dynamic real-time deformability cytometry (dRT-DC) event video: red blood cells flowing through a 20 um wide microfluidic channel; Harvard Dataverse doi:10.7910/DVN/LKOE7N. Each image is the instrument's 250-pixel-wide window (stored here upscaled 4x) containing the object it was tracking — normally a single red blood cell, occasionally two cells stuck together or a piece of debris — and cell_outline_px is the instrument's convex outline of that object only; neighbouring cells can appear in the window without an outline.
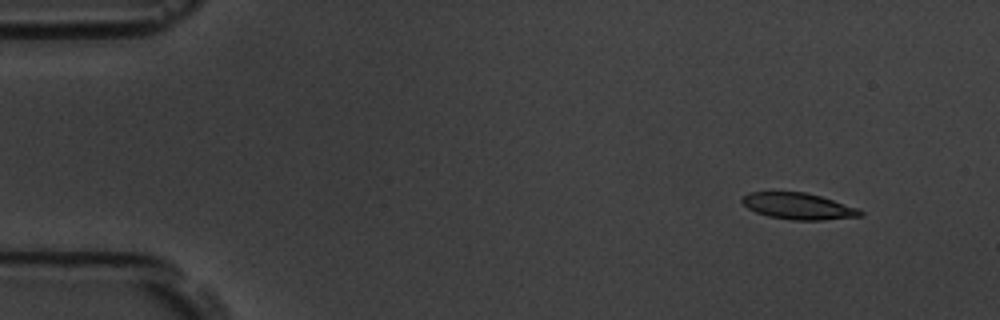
{"species": "common noctule bat (a hibernating species)", "species_latin": "Nyctalus noctula", "temperature_condition": "room temperature", "stored_images_in_passage": 15, "camera_frame_rate_fps": 3000, "um_per_image_px": 0.085, "animal": {"sex": "male", "body_mass_g": 19.5, "forearm_length_mm": 54.6}, "frame": {"image": 1, "passage_image": 2, "time_ms": 0.333, "image_size_px": [1000, 320], "cell_outline_px": [[864, 216], [824, 220], [792, 220], [768, 216], [756, 212], [748, 208], [740, 200], [748, 192], [804, 192], [820, 196], [856, 208], [864, 212]], "centroid_in_image_um": [67.85, 17.53], "position_along_channel_um": 17.1, "area_um2": 18.03}}
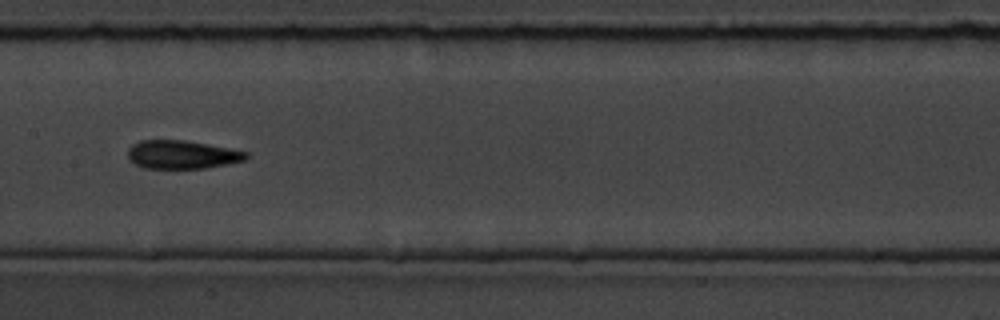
{"frame": {"image": 2, "passage_image": 8, "time_ms": 2.333, "image_size_px": [1000, 320], "cell_outline_px": [[248, 156], [244, 160], [204, 168], [144, 168], [136, 164], [128, 156], [128, 148], [132, 144], [140, 140], [184, 140], [228, 148], [248, 152]], "centroid_in_image_um": [15.44, 13.13], "position_along_channel_um": 192.0, "area_um2": 19.25}}
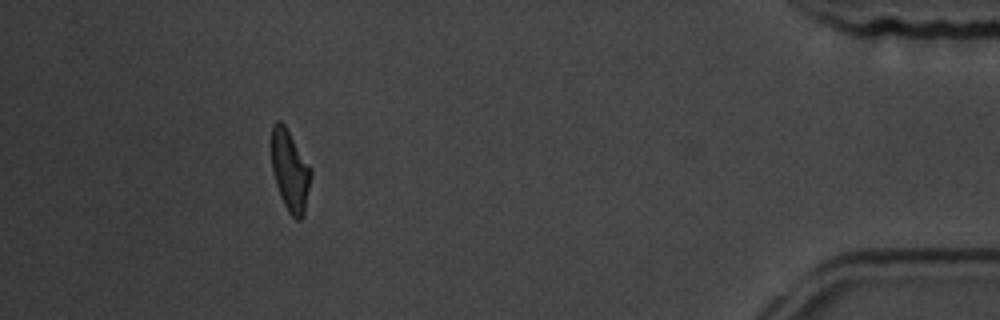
{"frame": {"image": 3, "passage_image": 14, "time_ms": 4.333, "image_size_px": [1000, 320], "cell_outline_px": [[312, 176], [304, 216], [300, 220], [296, 220], [288, 212], [280, 196], [272, 172], [272, 124], [276, 120], [280, 120], [284, 124], [312, 168]], "centroid_in_image_um": [24.67, 14.53], "position_along_channel_um": 410.5, "area_um2": 18.84}}